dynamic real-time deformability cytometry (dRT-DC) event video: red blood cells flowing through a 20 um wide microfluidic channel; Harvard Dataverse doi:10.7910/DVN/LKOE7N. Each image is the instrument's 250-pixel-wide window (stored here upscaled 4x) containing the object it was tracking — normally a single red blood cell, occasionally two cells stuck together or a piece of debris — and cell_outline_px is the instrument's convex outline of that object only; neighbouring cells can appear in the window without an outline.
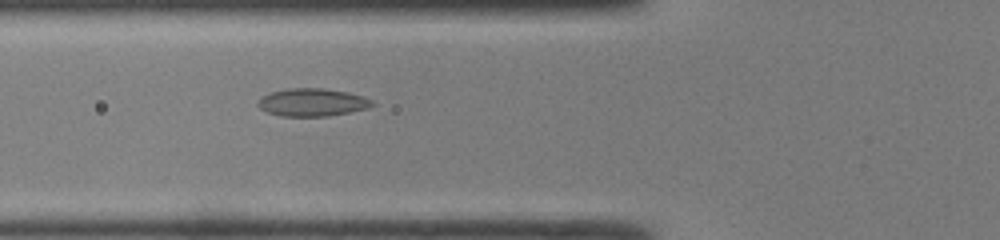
{"species": "common noctule bat (a hibernating species)", "species_latin": "Nyctalus noctula", "temperature_condition": "room temperature", "stored_images_in_passage": 36, "camera_frame_rate_fps": 3000, "um_per_image_px": 0.085, "animal": {"sex": "male", "body_mass_g": 19.0, "forearm_length_mm": 50.8}, "frame": {"image": 1, "passage_image": 10, "time_ms": 3.0, "image_size_px": [1000, 240], "cell_outline_px": [[376, 104], [368, 108], [328, 116], [280, 116], [268, 112], [260, 108], [256, 104], [256, 100], [272, 92], [288, 88], [324, 88], [348, 92], [364, 96], [372, 100]], "centroid_in_image_um": [26.55, 8.69], "position_along_channel_um": 99.2, "area_um2": 18.55}}
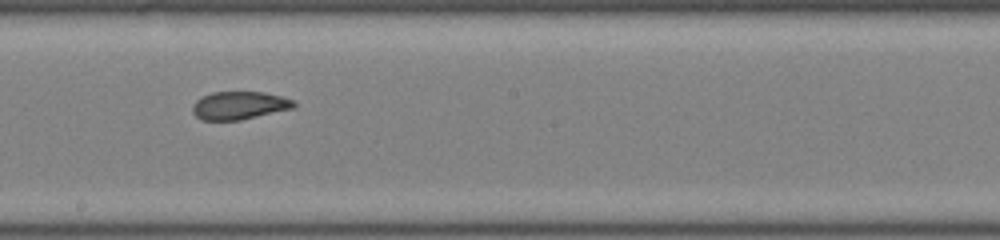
{"frame": {"image": 2, "passage_image": 19, "time_ms": 6.0, "image_size_px": [1000, 240], "cell_outline_px": [[296, 108], [240, 120], [200, 120], [192, 112], [192, 104], [200, 96], [212, 92], [264, 92], [280, 96], [292, 100], [296, 104]], "centroid_in_image_um": [20.31, 8.96], "position_along_channel_um": 227.9, "area_um2": 16.7}}
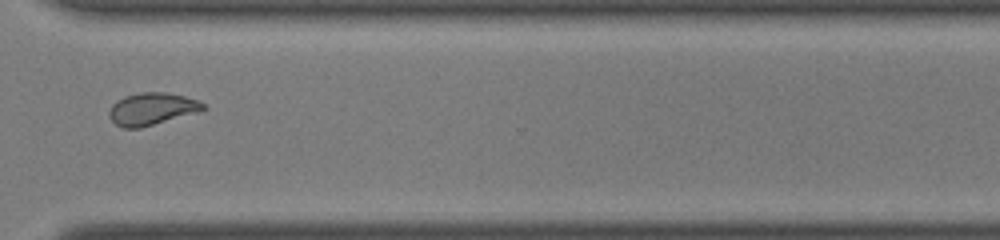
{"frame": {"image": 3, "passage_image": 28, "time_ms": 9.0, "image_size_px": [1000, 240], "cell_outline_px": [[208, 108], [200, 112], [140, 128], [124, 128], [116, 124], [108, 116], [108, 112], [112, 104], [116, 100], [124, 96], [140, 92], [164, 92], [184, 96], [196, 100], [204, 104]], "centroid_in_image_um": [12.91, 9.26], "position_along_channel_um": 357.7, "area_um2": 17.8}}